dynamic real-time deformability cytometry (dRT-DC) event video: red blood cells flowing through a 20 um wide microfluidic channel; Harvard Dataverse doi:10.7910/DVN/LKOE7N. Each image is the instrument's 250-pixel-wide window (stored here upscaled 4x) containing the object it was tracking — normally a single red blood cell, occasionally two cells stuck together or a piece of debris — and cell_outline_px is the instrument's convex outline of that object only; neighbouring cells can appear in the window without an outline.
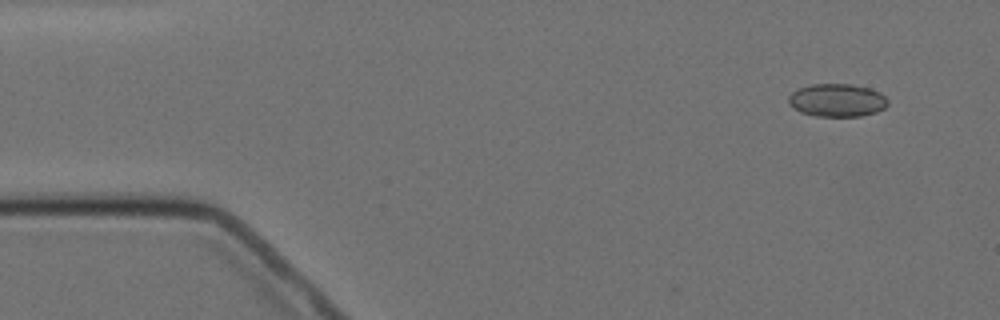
{"species": "Egyptian fruit bat (a non-hibernating species)", "species_latin": "Rousettus aegyptiacus", "temperature_condition": "cold", "stored_images_in_passage": 5, "camera_frame_rate_fps": 3000, "um_per_image_px": 0.085, "animal": {"sex": "female"}, "frame": {"image": 1, "passage_image": 2, "time_ms": 1.0, "image_size_px": [1000, 320], "cell_outline_px": [[888, 104], [884, 108], [876, 112], [860, 116], [812, 116], [800, 112], [792, 108], [788, 104], [788, 96], [796, 88], [812, 84], [852, 84], [868, 88], [880, 92], [888, 100]], "centroid_in_image_um": [71.1, 8.52], "position_along_channel_um": 13.9, "area_um2": 19.31}}
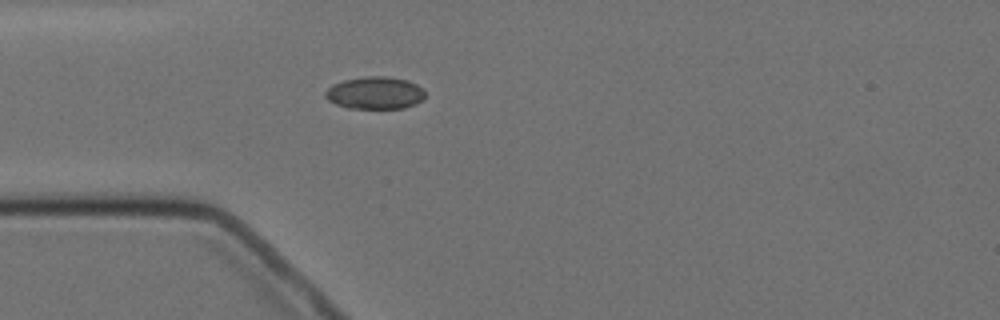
{"frame": {"image": 2, "passage_image": 5, "time_ms": 4.667, "image_size_px": [1000, 320], "cell_outline_px": [[424, 100], [416, 104], [404, 108], [348, 108], [336, 104], [328, 100], [324, 96], [324, 92], [332, 84], [344, 80], [364, 76], [388, 76], [408, 80], [424, 88]], "centroid_in_image_um": [31.89, 7.89], "position_along_channel_um": 53.1, "area_um2": 19.07}}